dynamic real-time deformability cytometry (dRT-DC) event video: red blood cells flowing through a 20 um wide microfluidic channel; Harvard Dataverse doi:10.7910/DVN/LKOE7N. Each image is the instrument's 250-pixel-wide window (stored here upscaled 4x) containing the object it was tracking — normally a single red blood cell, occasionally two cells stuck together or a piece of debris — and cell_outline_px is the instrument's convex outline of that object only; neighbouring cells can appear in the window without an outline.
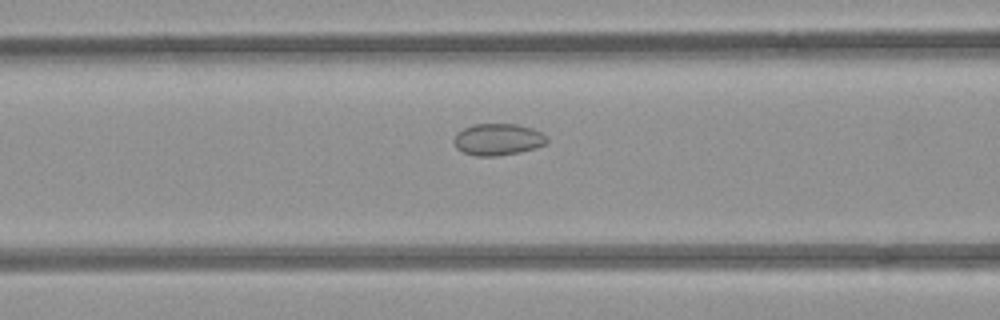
{"species": "common noctule bat (a hibernating species)", "species_latin": "Nyctalus noctula", "temperature_condition": "room temperature", "stored_images_in_passage": 15, "camera_frame_rate_fps": 3000, "um_per_image_px": 0.085, "animal": {"sex": "female", "body_mass_g": 21.9}, "frame": {"image": 1, "passage_image": 13, "time_ms": 4.0, "image_size_px": [1000, 320], "cell_outline_px": [[548, 140], [544, 144], [536, 148], [520, 152], [496, 156], [476, 156], [464, 152], [456, 148], [452, 140], [456, 132], [464, 128], [476, 124], [516, 124], [532, 128], [548, 136]], "centroid_in_image_um": [42.31, 11.85], "position_along_channel_um": 124.3, "area_um2": 17.28}}